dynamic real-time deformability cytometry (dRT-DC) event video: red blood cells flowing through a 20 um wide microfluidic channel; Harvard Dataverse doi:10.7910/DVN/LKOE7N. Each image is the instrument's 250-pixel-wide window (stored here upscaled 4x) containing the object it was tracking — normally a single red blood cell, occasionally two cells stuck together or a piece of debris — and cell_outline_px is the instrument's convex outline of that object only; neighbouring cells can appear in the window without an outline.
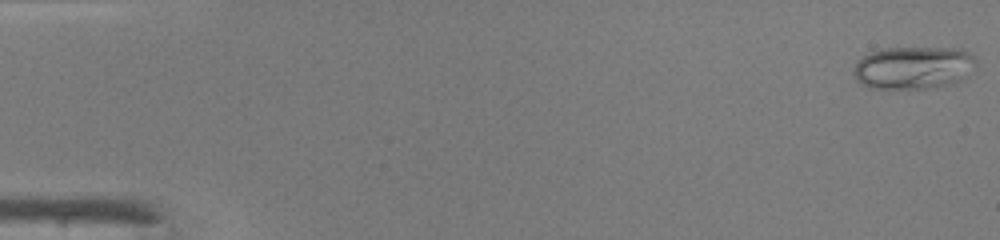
{"species": "common noctule bat (a hibernating species)", "species_latin": "Nyctalus noctula", "temperature_condition": "warm", "stored_images_in_passage": 47, "camera_frame_rate_fps": 3000, "um_per_image_px": 0.085, "animal": {"sex": "male", "body_mass_g": 19.0, "forearm_length_mm": 50.8}, "frame": {"image": 1, "passage_image": 1, "time_ms": 0.0, "image_size_px": [1000, 240], "cell_outline_px": [[976, 64], [960, 80], [952, 84], [936, 88], [872, 88], [860, 84], [856, 80], [852, 72], [856, 64], [864, 56], [880, 48], [960, 48], [968, 52], [976, 60]], "centroid_in_image_um": [77.62, 5.75], "position_along_channel_um": 7.4, "area_um2": 30.4}}
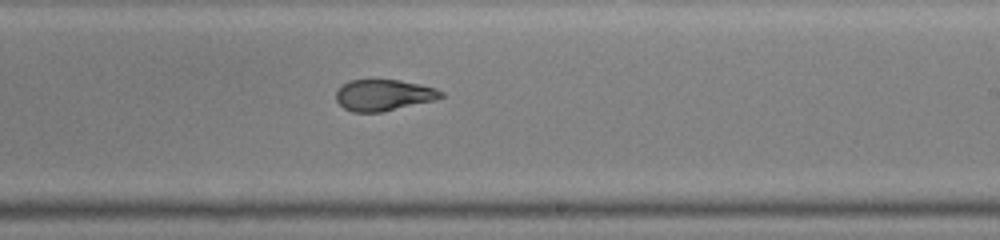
{"frame": {"image": 2, "passage_image": 29, "time_ms": 9.333, "image_size_px": [1000, 240], "cell_outline_px": [[444, 96], [432, 100], [380, 112], [352, 112], [344, 108], [336, 100], [336, 92], [348, 80], [400, 80], [420, 84], [436, 88], [444, 92]], "centroid_in_image_um": [32.6, 8.07], "position_along_channel_um": 256.4, "area_um2": 18.84}}
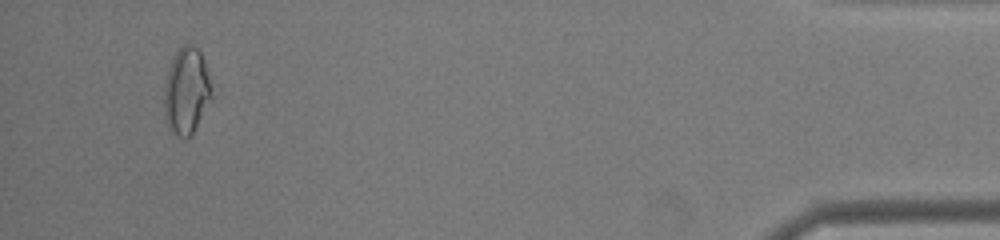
{"frame": {"image": 3, "passage_image": 45, "time_ms": 14.667, "image_size_px": [1000, 240], "cell_outline_px": [[212, 100], [192, 132], [188, 136], [180, 136], [172, 132], [164, 116], [164, 88], [168, 68], [172, 56], [184, 44], [188, 44], [196, 48], [200, 52], [204, 60], [208, 76], [212, 96]], "centroid_in_image_um": [15.83, 7.71], "position_along_channel_um": 419.4, "area_um2": 23.58}}